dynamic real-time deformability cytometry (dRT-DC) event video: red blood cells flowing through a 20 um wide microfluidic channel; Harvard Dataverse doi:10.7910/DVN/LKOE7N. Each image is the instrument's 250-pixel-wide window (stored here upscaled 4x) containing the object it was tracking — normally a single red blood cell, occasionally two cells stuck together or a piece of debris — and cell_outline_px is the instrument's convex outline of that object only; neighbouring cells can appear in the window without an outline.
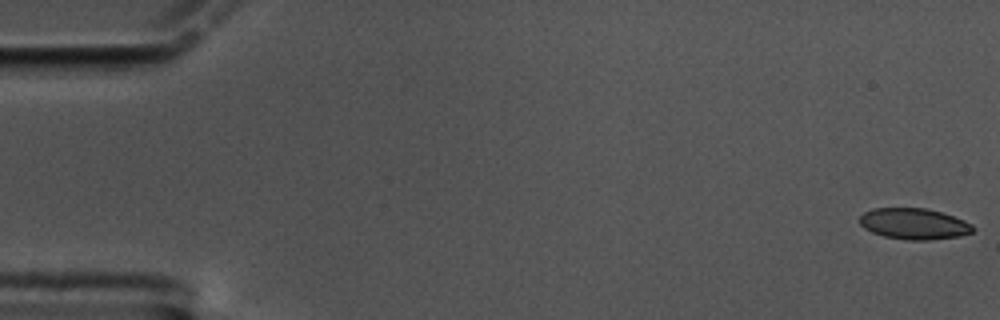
{"species": "common noctule bat (a hibernating species)", "species_latin": "Nyctalus noctula", "temperature_condition": "cold", "stored_images_in_passage": 60, "camera_frame_rate_fps": 3000, "um_per_image_px": 0.085, "animal": {"sex": "male", "body_mass_g": 17.5, "forearm_length_mm": 52.3}, "frame": {"image": 1, "passage_image": 1, "time_ms": 0.0, "image_size_px": [1000, 320], "cell_outline_px": [[976, 228], [972, 232], [960, 236], [928, 240], [904, 240], [884, 236], [872, 232], [864, 228], [860, 224], [860, 216], [864, 212], [872, 208], [924, 208], [940, 212], [964, 220], [972, 224]], "centroid_in_image_um": [77.69, 19.03], "position_along_channel_um": 7.3, "area_um2": 20.52}}
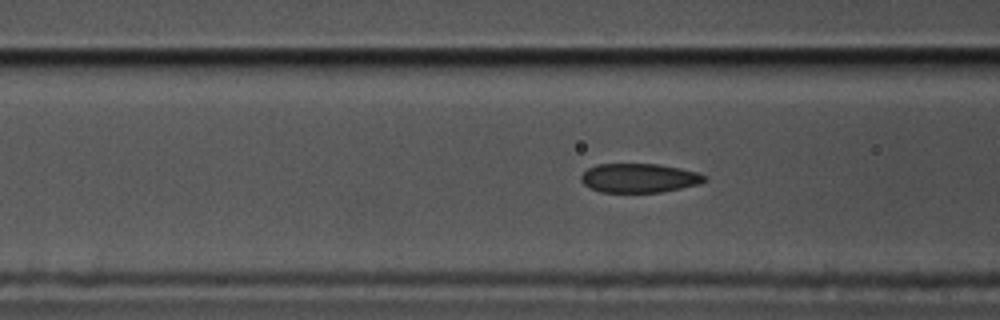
{"frame": {"image": 2, "passage_image": 23, "time_ms": 7.333, "image_size_px": [1000, 320], "cell_outline_px": [[708, 180], [700, 184], [660, 192], [600, 192], [584, 184], [580, 180], [580, 176], [588, 168], [596, 164], [660, 164], [680, 168], [696, 172], [708, 176]], "centroid_in_image_um": [54.35, 15.13], "position_along_channel_um": 112.3, "area_um2": 20.98}}
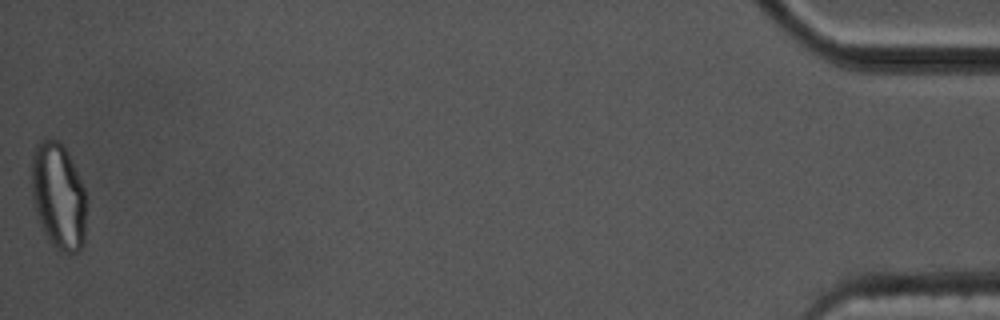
{"frame": {"image": 3, "passage_image": 60, "time_ms": 19.667, "image_size_px": [1000, 320], "cell_outline_px": [[84, 244], [76, 252], [64, 252], [56, 248], [52, 244], [44, 232], [40, 224], [32, 204], [32, 152], [36, 144], [40, 140], [60, 140], [64, 144], [68, 152], [84, 188]], "centroid_in_image_um": [4.93, 16.63], "position_along_channel_um": 430.3, "area_um2": 33.81}, "authors_computed_cell_mechanics": {"area_um2": 21.6172, "velocity_mm_per_s": 3.3585, "shape_relaxation_time_tau1_ms": 6.2042, "shape_relaxation_time_tau2_ms": 2.2855, "deformation_change_tau1": 0.1563, "deformation_change_tau2": 0.0675}}